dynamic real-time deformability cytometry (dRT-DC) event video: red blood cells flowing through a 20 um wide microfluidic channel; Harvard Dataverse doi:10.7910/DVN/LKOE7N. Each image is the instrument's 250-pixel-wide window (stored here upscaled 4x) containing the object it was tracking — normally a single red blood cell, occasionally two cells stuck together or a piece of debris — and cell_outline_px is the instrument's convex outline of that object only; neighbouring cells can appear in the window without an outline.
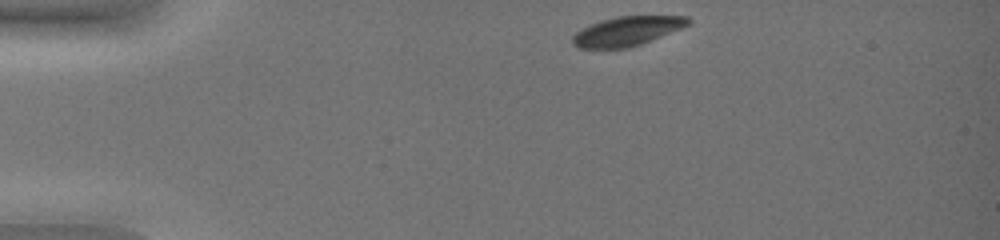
{"species": "common noctule bat (a hibernating species)", "species_latin": "Nyctalus noctula", "temperature_condition": "warm", "stored_images_in_passage": 40, "camera_frame_rate_fps": 3000, "um_per_image_px": 0.085, "animal": {"sex": "female", "body_mass_g": 19.0, "forearm_length_mm": 51.5}, "frame": {"image": 1, "passage_image": 1, "time_ms": 0.0, "image_size_px": [1000, 240], "cell_outline_px": [[692, 20], [688, 24], [680, 28], [640, 44], [628, 48], [580, 48], [572, 44], [572, 36], [576, 32], [600, 20], [616, 16], [688, 16]], "centroid_in_image_um": [53.27, 2.64], "position_along_channel_um": 31.7, "area_um2": 19.42}}
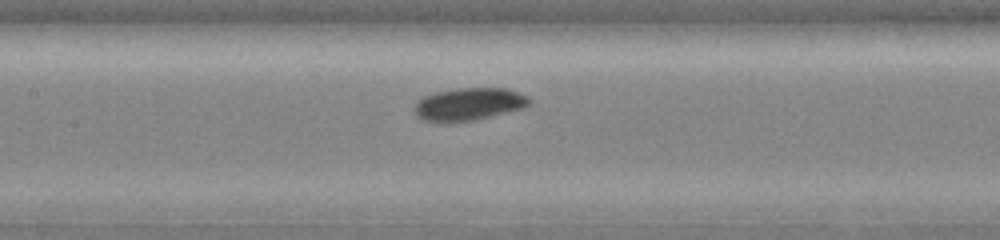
{"frame": {"image": 2, "passage_image": 17, "time_ms": 5.333, "image_size_px": [1000, 240], "cell_outline_px": [[532, 104], [524, 108], [476, 120], [448, 124], [440, 124], [424, 120], [416, 116], [416, 100], [424, 96], [436, 92], [456, 88], [508, 88], [528, 96], [532, 100]], "centroid_in_image_um": [39.87, 8.88], "position_along_channel_um": 167.5, "area_um2": 22.43}}
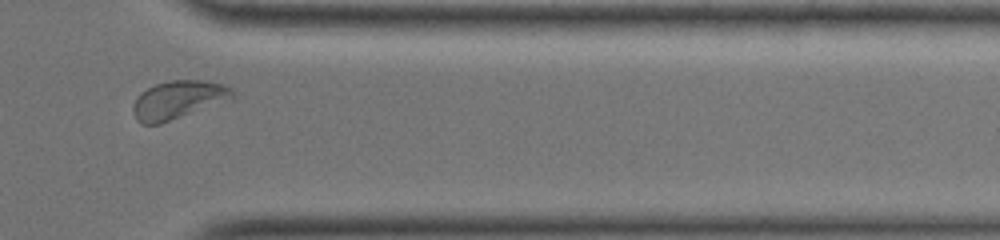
{"frame": {"image": 3, "passage_image": 35, "time_ms": 11.333, "image_size_px": [1000, 240], "cell_outline_px": [[236, 96], [232, 100], [160, 124], [140, 124], [136, 120], [132, 112], [132, 104], [140, 92], [156, 84], [172, 80], [204, 80], [224, 84], [232, 88]], "centroid_in_image_um": [15.17, 8.49], "position_along_channel_um": 396.2, "area_um2": 22.6}, "authors_computed_cell_mechanics": {"area_um2": 21.5305, "velocity_mm_per_s": 3.8056, "shape_relaxation_time_tau1_ms": 2.2747, "shape_relaxation_time_tau2_ms": null, "deformation_change_tau1": 0.0959, "deformation_change_tau2": null}}